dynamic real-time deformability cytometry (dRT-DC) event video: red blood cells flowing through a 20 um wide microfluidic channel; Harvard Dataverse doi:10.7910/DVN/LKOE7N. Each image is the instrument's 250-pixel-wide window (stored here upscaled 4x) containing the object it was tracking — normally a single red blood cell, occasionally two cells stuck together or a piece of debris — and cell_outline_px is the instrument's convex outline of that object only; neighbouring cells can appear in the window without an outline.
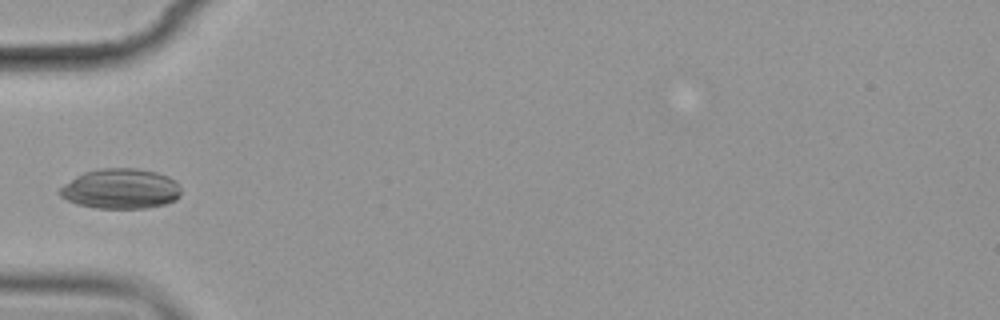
{"species": "common noctule bat (a hibernating species)", "species_latin": "Nyctalus noctula", "temperature_condition": "cold", "stored_images_in_passage": 6, "camera_frame_rate_fps": 3000, "um_per_image_px": 0.085, "animal": {"sex": "female", "body_mass_g": 19.9}, "frame": {"image": 1, "passage_image": 6, "time_ms": 5.667, "image_size_px": [1000, 320], "cell_outline_px": [[180, 196], [176, 200], [164, 204], [148, 208], [96, 208], [76, 204], [60, 196], [56, 192], [64, 184], [76, 176], [84, 172], [100, 168], [136, 168], [156, 172], [168, 176], [176, 180], [180, 188]], "centroid_in_image_um": [10.25, 16.04], "position_along_channel_um": 74.7, "area_um2": 28.55}}